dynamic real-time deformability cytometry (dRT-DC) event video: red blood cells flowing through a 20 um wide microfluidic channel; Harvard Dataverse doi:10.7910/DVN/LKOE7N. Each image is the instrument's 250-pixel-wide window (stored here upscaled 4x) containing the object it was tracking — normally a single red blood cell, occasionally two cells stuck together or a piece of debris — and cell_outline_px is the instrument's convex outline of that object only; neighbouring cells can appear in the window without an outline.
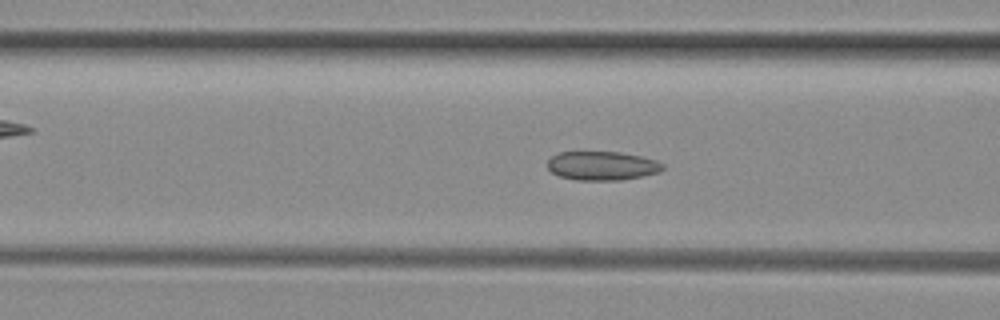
{"species": "common noctule bat (a hibernating species)", "species_latin": "Nyctalus noctula", "temperature_condition": "room temperature", "stored_images_in_passage": 50, "camera_frame_rate_fps": 3000, "um_per_image_px": 0.085, "animal": {"sex": "female", "body_mass_g": 29.2, "forearm_length_mm": 56.3}, "frame": {"image": 1, "passage_image": 19, "time_ms": 6.0, "image_size_px": [1000, 320], "cell_outline_px": [[664, 168], [660, 172], [620, 180], [576, 180], [560, 176], [552, 172], [548, 168], [548, 160], [552, 156], [560, 152], [620, 152], [640, 156], [656, 160], [664, 164]], "centroid_in_image_um": [51.19, 14.09], "position_along_channel_um": 115.4, "area_um2": 19.31}}
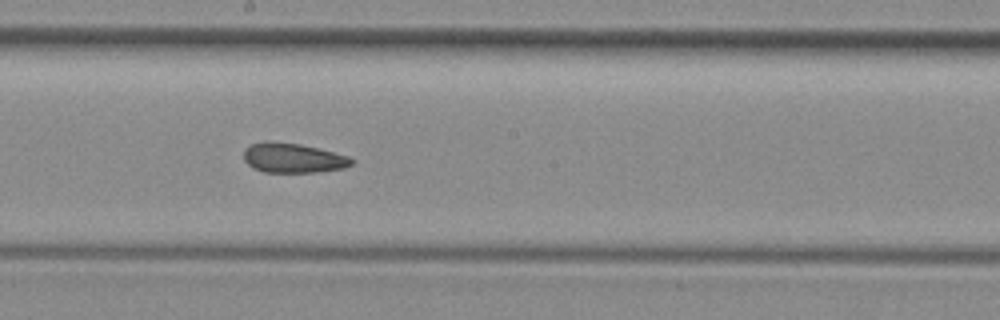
{"frame": {"image": 2, "passage_image": 27, "time_ms": 8.667, "image_size_px": [1000, 320], "cell_outline_px": [[356, 160], [352, 164], [344, 168], [316, 172], [264, 172], [252, 168], [244, 160], [244, 148], [252, 144], [300, 144], [348, 156]], "centroid_in_image_um": [24.95, 13.48], "position_along_channel_um": 223.3, "area_um2": 17.98}}
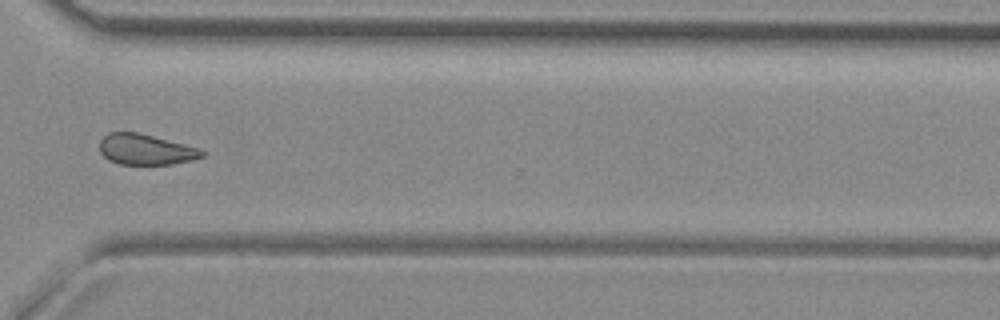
{"frame": {"image": 3, "passage_image": 37, "time_ms": 12.0, "image_size_px": [1000, 320], "cell_outline_px": [[204, 156], [192, 160], [172, 164], [120, 164], [108, 160], [100, 152], [100, 140], [108, 132], [136, 132], [200, 148], [204, 152]], "centroid_in_image_um": [12.37, 12.71], "position_along_channel_um": 358.2, "area_um2": 18.15}, "authors_computed_cell_mechanics": {"area_um2": 19.4208, "velocity_mm_per_s": 4.0476, "shape_relaxation_time_tau1_ms": null, "shape_relaxation_time_tau2_ms": 4.1823, "deformation_change_tau1": null, "deformation_change_tau2": 0.1019}}